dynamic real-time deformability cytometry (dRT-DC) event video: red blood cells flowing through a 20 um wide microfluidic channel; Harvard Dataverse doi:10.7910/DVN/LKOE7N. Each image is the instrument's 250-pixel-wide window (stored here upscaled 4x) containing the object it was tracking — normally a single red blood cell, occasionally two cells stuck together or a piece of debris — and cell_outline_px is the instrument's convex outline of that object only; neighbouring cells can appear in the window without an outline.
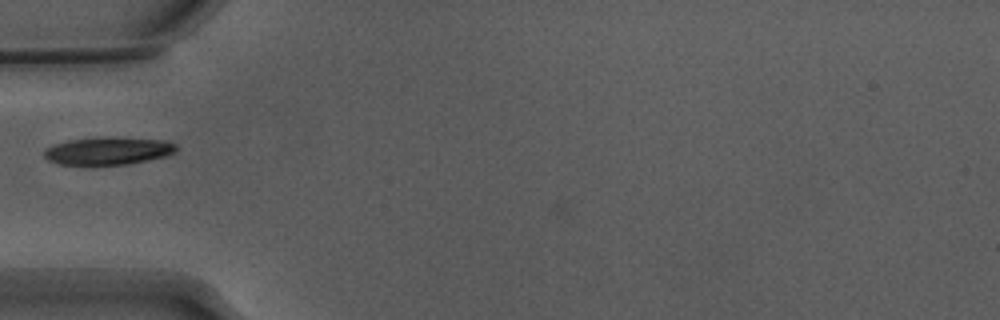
{"species": "Egyptian fruit bat (a non-hibernating species)", "species_latin": "Rousettus aegyptiacus", "temperature_condition": "warm", "stored_images_in_passage": 9, "camera_frame_rate_fps": 3000, "um_per_image_px": 0.085, "animal": {"sex": "male"}, "frame": {"image": 1, "passage_image": 3, "time_ms": 0.667, "image_size_px": [1000, 320], "cell_outline_px": [[176, 152], [164, 156], [128, 164], [60, 164], [48, 160], [44, 156], [44, 152], [48, 148], [56, 144], [68, 140], [100, 136], [160, 140], [176, 144]], "centroid_in_image_um": [9.18, 12.81], "position_along_channel_um": 75.8, "area_um2": 20.92}}